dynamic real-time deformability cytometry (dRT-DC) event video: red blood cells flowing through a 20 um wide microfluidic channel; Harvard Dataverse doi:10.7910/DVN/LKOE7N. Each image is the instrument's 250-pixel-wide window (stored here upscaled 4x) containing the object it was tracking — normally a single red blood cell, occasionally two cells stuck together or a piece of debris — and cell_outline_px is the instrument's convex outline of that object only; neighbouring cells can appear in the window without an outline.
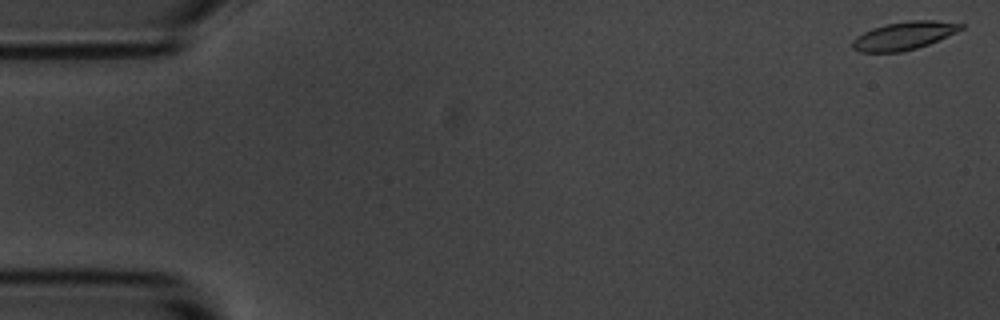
{"species": "common noctule bat (a hibernating species)", "species_latin": "Nyctalus noctula", "temperature_condition": "room temperature", "stored_images_in_passage": 4, "camera_frame_rate_fps": 3000, "um_per_image_px": 0.085, "animal": {"sex": "male", "body_mass_g": 20.1, "forearm_length_mm": 53.5}, "frame": {"image": 1, "passage_image": 1, "time_ms": 0.0, "image_size_px": [1000, 320], "cell_outline_px": [[964, 28], [956, 32], [928, 44], [916, 48], [900, 52], [860, 52], [852, 48], [852, 40], [856, 36], [872, 28], [884, 24], [908, 20], [936, 20], [964, 24]], "centroid_in_image_um": [76.81, 3.02], "position_along_channel_um": 8.2, "area_um2": 17.74}}
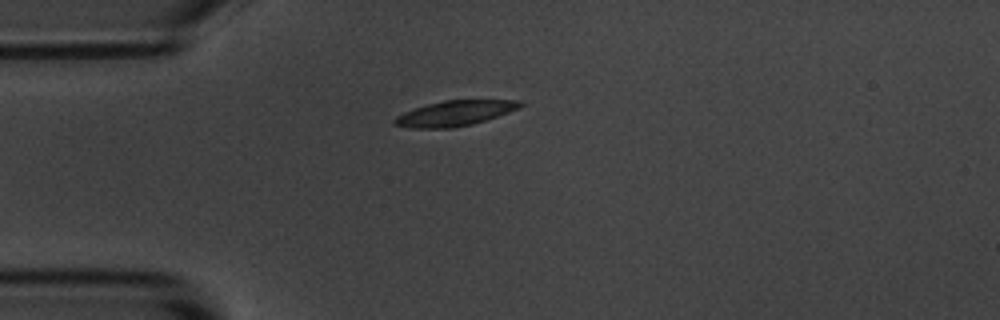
{"frame": {"image": 2, "passage_image": 4, "time_ms": 4.333, "image_size_px": [1000, 320], "cell_outline_px": [[524, 104], [520, 108], [472, 124], [448, 128], [412, 128], [392, 124], [392, 120], [396, 116], [404, 112], [428, 104], [444, 100], [524, 100]], "centroid_in_image_um": [38.66, 9.62], "position_along_channel_um": 46.3, "area_um2": 18.32}}